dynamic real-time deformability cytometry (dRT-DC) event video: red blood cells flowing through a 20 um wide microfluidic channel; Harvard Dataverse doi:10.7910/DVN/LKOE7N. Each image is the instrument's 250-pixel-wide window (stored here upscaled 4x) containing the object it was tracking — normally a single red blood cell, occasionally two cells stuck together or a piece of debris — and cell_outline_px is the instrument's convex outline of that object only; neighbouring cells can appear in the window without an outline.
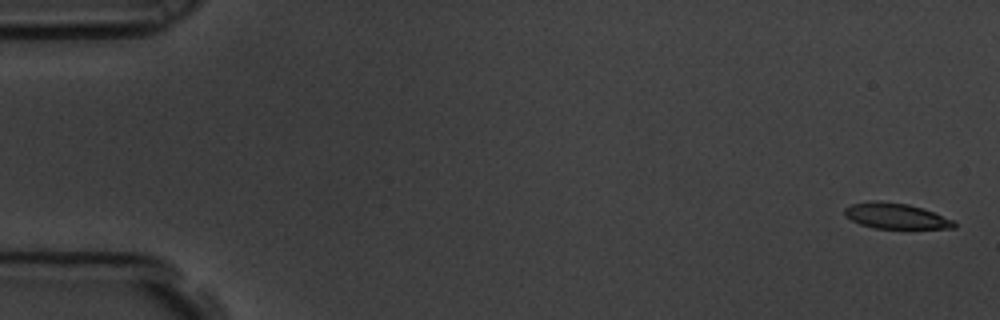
{"species": "common noctule bat (a hibernating species)", "species_latin": "Nyctalus noctula", "temperature_condition": "room temperature", "stored_images_in_passage": 6, "camera_frame_rate_fps": 3000, "um_per_image_px": 0.085, "animal": {"sex": "male", "body_mass_g": 19.5, "forearm_length_mm": 54.6}, "frame": {"image": 1, "passage_image": 1, "time_ms": 0.0, "image_size_px": [1000, 320], "cell_outline_px": [[956, 228], [872, 228], [860, 224], [844, 216], [844, 208], [852, 204], [872, 200], [880, 200], [908, 204], [956, 220]], "centroid_in_image_um": [76.12, 18.35], "position_along_channel_um": 8.9, "area_um2": 16.36}}
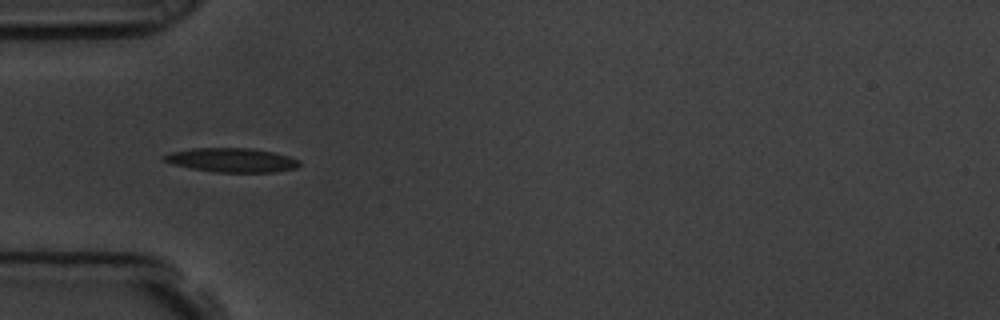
{"frame": {"image": 2, "passage_image": 5, "time_ms": 1.333, "image_size_px": [1000, 320], "cell_outline_px": [[300, 164], [296, 168], [276, 172], [216, 172], [192, 168], [172, 164], [164, 160], [160, 156], [172, 152], [192, 148], [252, 148], [272, 152], [288, 156], [300, 160]], "centroid_in_image_um": [19.71, 13.6], "position_along_channel_um": 65.3, "area_um2": 18.96}}
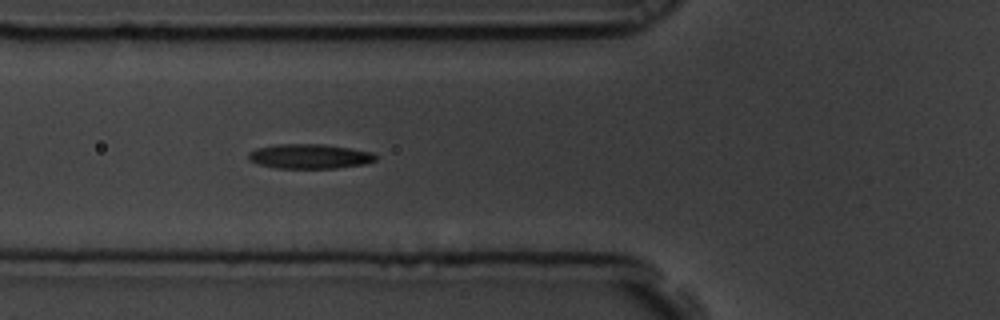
{"frame": {"image": 3, "passage_image": 6, "time_ms": 1.667, "image_size_px": [1000, 320], "cell_outline_px": [[380, 156], [376, 160], [364, 164], [336, 168], [276, 168], [260, 164], [248, 160], [248, 152], [256, 148], [276, 144], [324, 144], [372, 152]], "centroid_in_image_um": [26.32, 13.28], "position_along_channel_um": 99.5, "area_um2": 18.32}}